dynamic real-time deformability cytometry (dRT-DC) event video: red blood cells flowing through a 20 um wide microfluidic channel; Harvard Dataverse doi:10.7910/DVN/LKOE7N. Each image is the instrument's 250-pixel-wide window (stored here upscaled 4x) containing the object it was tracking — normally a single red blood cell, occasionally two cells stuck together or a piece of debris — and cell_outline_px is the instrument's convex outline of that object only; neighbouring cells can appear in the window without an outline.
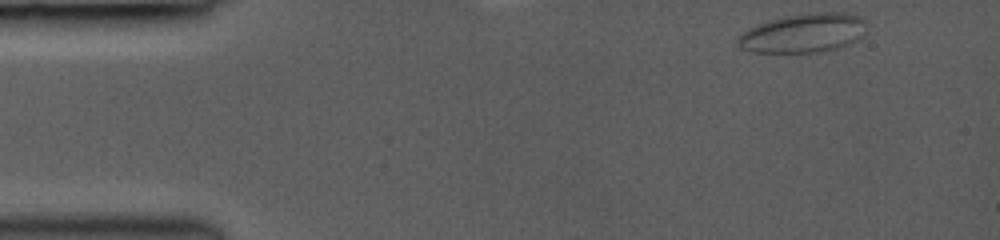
{"species": "common noctule bat (a hibernating species)", "species_latin": "Nyctalus noctula", "temperature_condition": "room temperature", "stored_images_in_passage": 3, "segment_of_instrument_passage": [2, 2], "camera_frame_rate_fps": 3000, "um_per_image_px": 0.085, "animal": {"sex": "female", "body_mass_g": 19.0, "forearm_length_mm": 53.3}, "frame": {"image": 1, "passage_image": 3, "time_ms": 2.0, "image_size_px": [1000, 240], "cell_outline_px": [[868, 32], [864, 36], [852, 44], [840, 48], [816, 52], [752, 52], [740, 48], [736, 40], [748, 28], [756, 24], [768, 20], [788, 16], [816, 12], [852, 12], [860, 16], [864, 20], [868, 28]], "centroid_in_image_um": [68.38, 2.81], "position_along_channel_um": 16.6, "area_um2": 29.82}}